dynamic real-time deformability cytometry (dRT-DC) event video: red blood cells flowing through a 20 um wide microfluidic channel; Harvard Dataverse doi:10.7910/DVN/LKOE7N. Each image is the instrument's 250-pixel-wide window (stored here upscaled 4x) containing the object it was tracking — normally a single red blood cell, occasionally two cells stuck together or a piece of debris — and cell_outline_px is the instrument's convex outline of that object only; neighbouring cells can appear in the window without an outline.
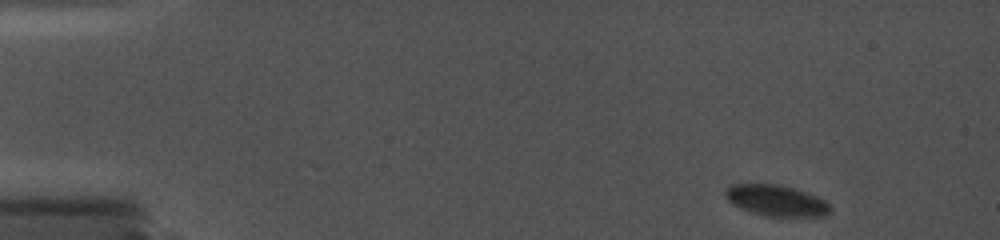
{"species": "common noctule bat (a hibernating species)", "species_latin": "Nyctalus noctula", "temperature_condition": "cold", "stored_images_in_passage": 16, "camera_frame_rate_fps": 5000, "um_per_image_px": 0.085, "animal": {"sex": "female", "body_mass_g": 19.0, "forearm_length_mm": 56.7}, "frame": {"image": 1, "passage_image": 1, "time_ms": 0.0, "image_size_px": [1000, 240], "cell_outline_px": [[832, 212], [828, 216], [768, 216], [752, 212], [740, 208], [732, 204], [724, 196], [724, 192], [728, 184], [780, 184], [816, 196], [824, 200], [832, 208]], "centroid_in_image_um": [65.96, 17.04], "position_along_channel_um": 19.0, "area_um2": 19.02}}
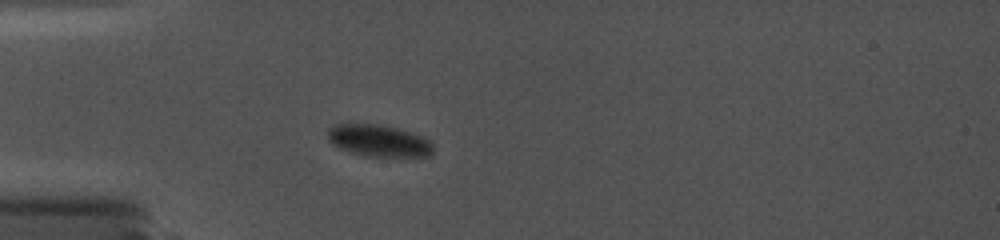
{"frame": {"image": 2, "passage_image": 10, "time_ms": 3.8, "image_size_px": [1000, 240], "cell_outline_px": [[432, 152], [428, 156], [364, 156], [348, 152], [332, 144], [328, 140], [328, 128], [344, 120], [376, 124], [396, 128], [432, 140]], "centroid_in_image_um": [32.09, 11.92], "position_along_channel_um": 52.9, "area_um2": 20.0}}
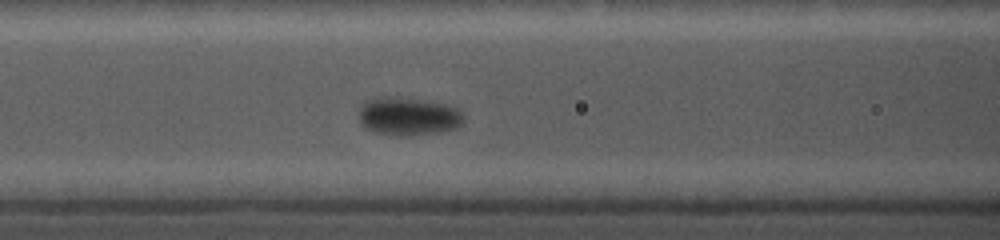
{"frame": {"image": 3, "passage_image": 16, "time_ms": 6.4, "image_size_px": [1000, 240], "cell_outline_px": [[464, 120], [460, 124], [452, 128], [440, 132], [408, 136], [396, 136], [372, 132], [364, 128], [360, 120], [360, 108], [372, 96], [400, 96], [428, 100], [448, 104], [460, 108], [464, 116]], "centroid_in_image_um": [34.7, 9.86], "position_along_channel_um": 131.9, "area_um2": 23.93}}